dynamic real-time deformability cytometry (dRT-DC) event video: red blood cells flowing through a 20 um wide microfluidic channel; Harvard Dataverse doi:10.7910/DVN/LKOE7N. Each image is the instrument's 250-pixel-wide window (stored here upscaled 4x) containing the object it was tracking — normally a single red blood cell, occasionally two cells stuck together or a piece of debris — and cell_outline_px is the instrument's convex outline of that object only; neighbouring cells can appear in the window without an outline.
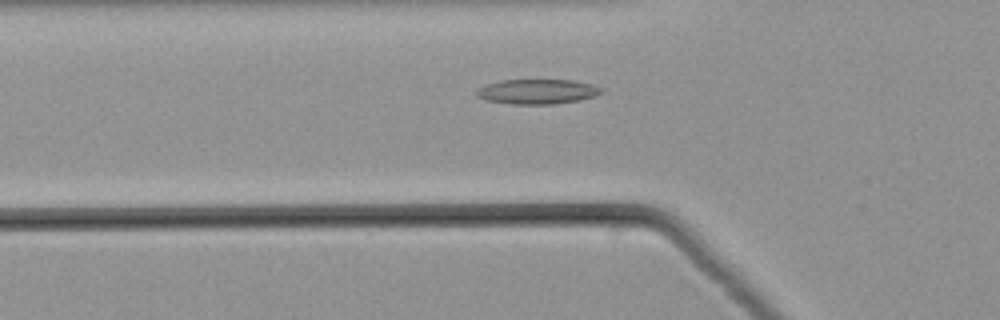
{"species": "common noctule bat (a hibernating species)", "species_latin": "Nyctalus noctula", "temperature_condition": "warm", "stored_images_in_passage": 36, "camera_frame_rate_fps": 3000, "um_per_image_px": 0.085, "animal": {"sex": "male", "body_mass_g": 21.5, "forearm_length_mm": 52.0}, "frame": {"image": 1, "passage_image": 3, "time_ms": 0.667, "image_size_px": [1000, 320], "cell_outline_px": [[604, 92], [596, 96], [580, 100], [552, 104], [508, 104], [484, 100], [476, 96], [476, 88], [484, 84], [500, 80], [572, 80], [592, 84], [604, 88]], "centroid_in_image_um": [45.65, 7.78], "position_along_channel_um": 80.2, "area_um2": 18.44}}
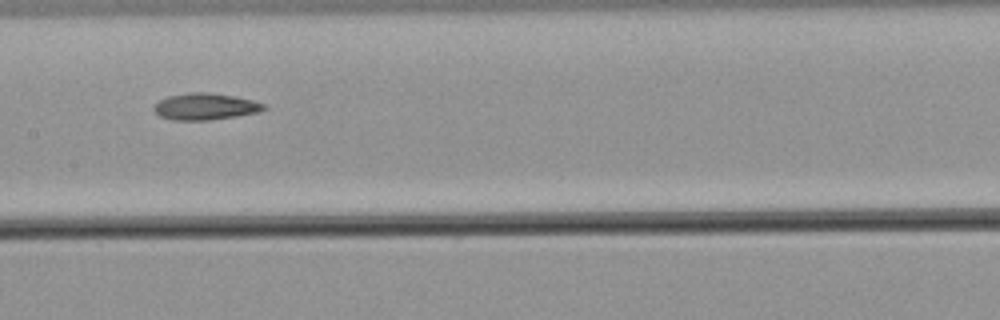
{"frame": {"image": 2, "passage_image": 11, "time_ms": 3.333, "image_size_px": [1000, 320], "cell_outline_px": [[268, 108], [260, 112], [236, 116], [208, 120], [172, 120], [160, 116], [152, 108], [160, 100], [168, 96], [192, 92], [208, 92], [236, 96], [252, 100], [264, 104]], "centroid_in_image_um": [17.47, 9.05], "position_along_channel_um": 189.9, "area_um2": 17.05}}
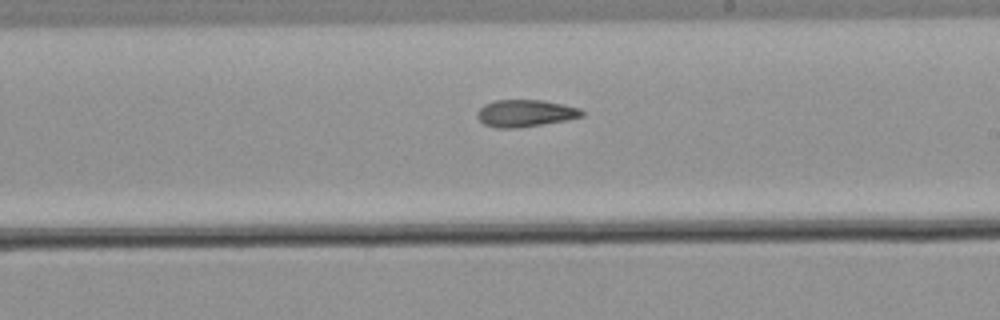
{"frame": {"image": 3, "passage_image": 15, "time_ms": 4.667, "image_size_px": [1000, 320], "cell_outline_px": [[588, 112], [584, 116], [568, 120], [516, 128], [500, 128], [484, 124], [476, 116], [476, 112], [484, 104], [496, 100], [544, 100], [564, 104], [580, 108]], "centroid_in_image_um": [44.71, 9.62], "position_along_channel_um": 244.3, "area_um2": 16.7}}